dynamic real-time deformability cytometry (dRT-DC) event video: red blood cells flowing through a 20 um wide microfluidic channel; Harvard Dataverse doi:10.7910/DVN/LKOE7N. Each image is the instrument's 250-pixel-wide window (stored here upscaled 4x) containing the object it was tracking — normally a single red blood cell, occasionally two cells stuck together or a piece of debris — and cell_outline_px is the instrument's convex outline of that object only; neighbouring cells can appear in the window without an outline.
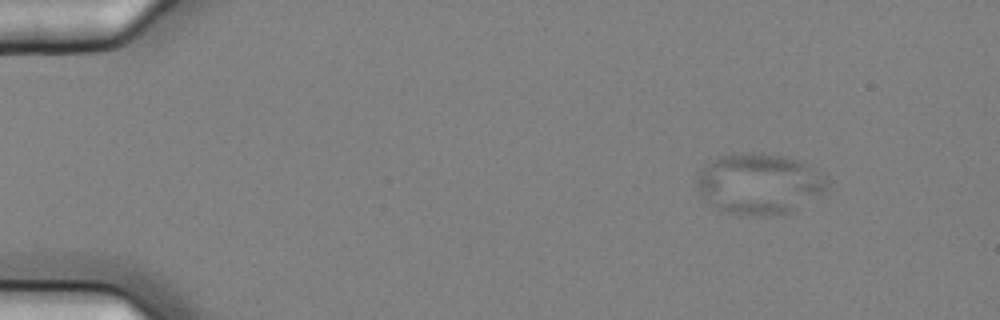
{"species": "common noctule bat (a hibernating species)", "species_latin": "Nyctalus noctula", "temperature_condition": "cold", "stored_images_in_passage": 5, "camera_frame_rate_fps": 3000, "um_per_image_px": 0.085, "animal": {"sex": "female", "body_mass_g": 25.1}, "frame": {"image": 1, "passage_image": 2, "time_ms": 0.333, "image_size_px": [1000, 320], "cell_outline_px": [[828, 188], [824, 192], [788, 212], [768, 216], [748, 216], [728, 212], [720, 208], [700, 188], [696, 180], [700, 172], [712, 160], [720, 156], [748, 152], [784, 156], [808, 164], [828, 184]], "centroid_in_image_um": [64.57, 15.61], "position_along_channel_um": 20.4, "area_um2": 44.45}}
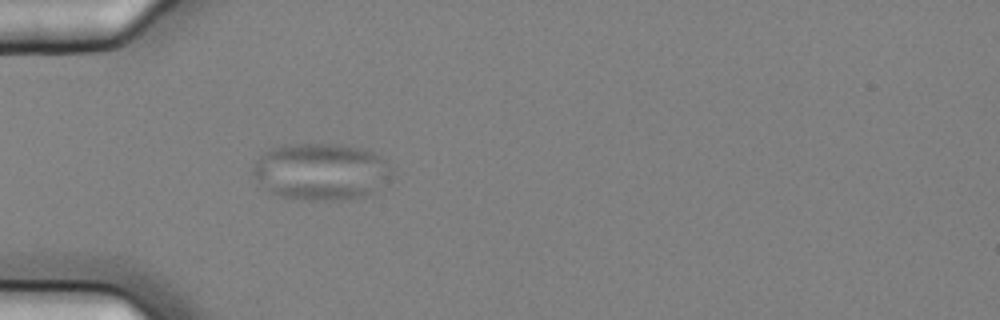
{"frame": {"image": 2, "passage_image": 5, "time_ms": 1.333, "image_size_px": [1000, 320], "cell_outline_px": [[388, 176], [372, 192], [364, 196], [352, 200], [308, 200], [280, 196], [272, 192], [252, 176], [252, 168], [256, 160], [264, 152], [272, 148], [284, 144], [340, 144], [360, 148], [372, 152], [384, 160], [388, 164]], "centroid_in_image_um": [27.21, 14.58], "position_along_channel_um": 57.8, "area_um2": 45.43}}